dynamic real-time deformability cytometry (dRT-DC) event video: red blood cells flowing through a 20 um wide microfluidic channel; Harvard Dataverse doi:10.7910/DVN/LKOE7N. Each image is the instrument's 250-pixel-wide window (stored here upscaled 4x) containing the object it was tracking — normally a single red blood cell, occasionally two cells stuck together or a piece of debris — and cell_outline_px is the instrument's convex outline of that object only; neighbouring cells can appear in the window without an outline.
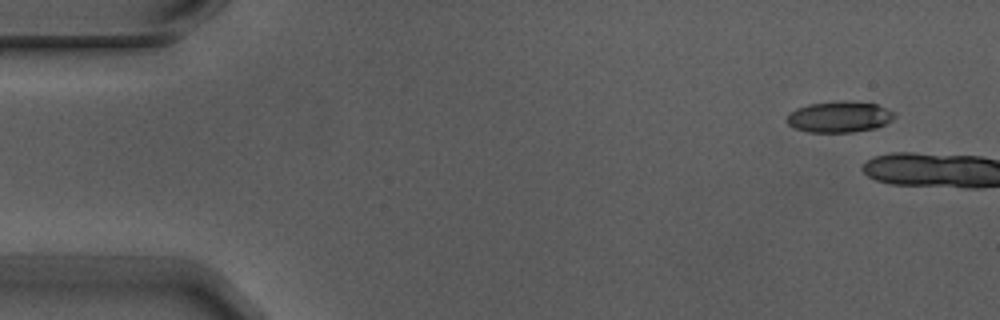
{"species": "Egyptian fruit bat (a non-hibernating species)", "species_latin": "Rousettus aegyptiacus", "temperature_condition": "warm", "stored_images_in_passage": 3, "camera_frame_rate_fps": 3000, "um_per_image_px": 0.085, "animal": {"sex": "male"}, "frame": {"image": 1, "passage_image": 3, "time_ms": 0.667, "image_size_px": [1000, 320], "cell_outline_px": [[896, 116], [892, 120], [876, 128], [852, 132], [808, 132], [796, 128], [788, 124], [784, 120], [788, 112], [796, 108], [808, 104], [840, 100], [876, 104], [892, 112]], "centroid_in_image_um": [71.28, 9.93], "position_along_channel_um": 13.7, "area_um2": 19.54}}